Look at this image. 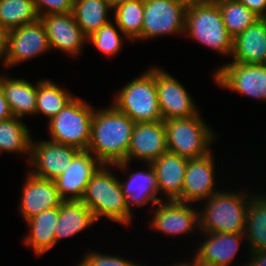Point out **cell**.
I'll return each instance as SVG.
<instances>
[{
  "label": "cell",
  "mask_w": 266,
  "mask_h": 266,
  "mask_svg": "<svg viewBox=\"0 0 266 266\" xmlns=\"http://www.w3.org/2000/svg\"><path fill=\"white\" fill-rule=\"evenodd\" d=\"M206 241L199 246L192 266H228L234 258L243 234L207 233ZM195 260V261H194Z\"/></svg>",
  "instance_id": "d6986e66"
},
{
  "label": "cell",
  "mask_w": 266,
  "mask_h": 266,
  "mask_svg": "<svg viewBox=\"0 0 266 266\" xmlns=\"http://www.w3.org/2000/svg\"><path fill=\"white\" fill-rule=\"evenodd\" d=\"M185 32L217 52L232 53L233 37L226 30L220 8L214 0L186 9Z\"/></svg>",
  "instance_id": "277c9868"
},
{
  "label": "cell",
  "mask_w": 266,
  "mask_h": 266,
  "mask_svg": "<svg viewBox=\"0 0 266 266\" xmlns=\"http://www.w3.org/2000/svg\"><path fill=\"white\" fill-rule=\"evenodd\" d=\"M0 86L14 117L35 114L37 100V85L30 84L25 79H9L0 77Z\"/></svg>",
  "instance_id": "cb8c5ba5"
},
{
  "label": "cell",
  "mask_w": 266,
  "mask_h": 266,
  "mask_svg": "<svg viewBox=\"0 0 266 266\" xmlns=\"http://www.w3.org/2000/svg\"><path fill=\"white\" fill-rule=\"evenodd\" d=\"M31 142L29 162L35 170L32 175L39 178L54 180L65 171L80 151L78 148L52 141ZM37 169V170H36Z\"/></svg>",
  "instance_id": "4fadbf2b"
},
{
  "label": "cell",
  "mask_w": 266,
  "mask_h": 266,
  "mask_svg": "<svg viewBox=\"0 0 266 266\" xmlns=\"http://www.w3.org/2000/svg\"><path fill=\"white\" fill-rule=\"evenodd\" d=\"M135 123L114 105L94 110L88 151L105 165L127 161V152Z\"/></svg>",
  "instance_id": "6da1fadb"
},
{
  "label": "cell",
  "mask_w": 266,
  "mask_h": 266,
  "mask_svg": "<svg viewBox=\"0 0 266 266\" xmlns=\"http://www.w3.org/2000/svg\"><path fill=\"white\" fill-rule=\"evenodd\" d=\"M186 204L178 201L158 203L151 225L167 235L190 232L196 225H199L198 214L200 212H196L193 207Z\"/></svg>",
  "instance_id": "ac0fdd59"
},
{
  "label": "cell",
  "mask_w": 266,
  "mask_h": 266,
  "mask_svg": "<svg viewBox=\"0 0 266 266\" xmlns=\"http://www.w3.org/2000/svg\"><path fill=\"white\" fill-rule=\"evenodd\" d=\"M23 187L20 210L26 221L42 211L59 207L63 201L53 180L28 173Z\"/></svg>",
  "instance_id": "e0dca14e"
},
{
  "label": "cell",
  "mask_w": 266,
  "mask_h": 266,
  "mask_svg": "<svg viewBox=\"0 0 266 266\" xmlns=\"http://www.w3.org/2000/svg\"><path fill=\"white\" fill-rule=\"evenodd\" d=\"M249 196L243 193H214L206 202L199 225L206 233L244 234ZM246 199V200H245Z\"/></svg>",
  "instance_id": "3957f363"
},
{
  "label": "cell",
  "mask_w": 266,
  "mask_h": 266,
  "mask_svg": "<svg viewBox=\"0 0 266 266\" xmlns=\"http://www.w3.org/2000/svg\"><path fill=\"white\" fill-rule=\"evenodd\" d=\"M187 163V158L169 151L151 163L156 172L158 191L165 192L169 201H177L182 196Z\"/></svg>",
  "instance_id": "44dd1931"
},
{
  "label": "cell",
  "mask_w": 266,
  "mask_h": 266,
  "mask_svg": "<svg viewBox=\"0 0 266 266\" xmlns=\"http://www.w3.org/2000/svg\"><path fill=\"white\" fill-rule=\"evenodd\" d=\"M186 9L176 0H144L141 39L183 33Z\"/></svg>",
  "instance_id": "ba28073f"
},
{
  "label": "cell",
  "mask_w": 266,
  "mask_h": 266,
  "mask_svg": "<svg viewBox=\"0 0 266 266\" xmlns=\"http://www.w3.org/2000/svg\"><path fill=\"white\" fill-rule=\"evenodd\" d=\"M106 1L108 2V4L112 9H115L116 7L122 5L123 3H126L127 1L131 0H106Z\"/></svg>",
  "instance_id": "60d3db41"
},
{
  "label": "cell",
  "mask_w": 266,
  "mask_h": 266,
  "mask_svg": "<svg viewBox=\"0 0 266 266\" xmlns=\"http://www.w3.org/2000/svg\"><path fill=\"white\" fill-rule=\"evenodd\" d=\"M148 171H138L129 176L128 181L125 183L120 182L122 193L124 194L125 201L129 212L131 213V205L144 206L152 201L157 205L162 202L157 197L158 185L157 177L151 163H148Z\"/></svg>",
  "instance_id": "7402d4cb"
},
{
  "label": "cell",
  "mask_w": 266,
  "mask_h": 266,
  "mask_svg": "<svg viewBox=\"0 0 266 266\" xmlns=\"http://www.w3.org/2000/svg\"><path fill=\"white\" fill-rule=\"evenodd\" d=\"M59 218V207L50 208L27 220L31 232L25 238L26 246H32L37 255H43L56 243L55 227Z\"/></svg>",
  "instance_id": "d4e9b609"
},
{
  "label": "cell",
  "mask_w": 266,
  "mask_h": 266,
  "mask_svg": "<svg viewBox=\"0 0 266 266\" xmlns=\"http://www.w3.org/2000/svg\"><path fill=\"white\" fill-rule=\"evenodd\" d=\"M51 48L62 50L72 57L81 51L88 37L76 23L73 13L49 14L40 16Z\"/></svg>",
  "instance_id": "9a60e30c"
},
{
  "label": "cell",
  "mask_w": 266,
  "mask_h": 266,
  "mask_svg": "<svg viewBox=\"0 0 266 266\" xmlns=\"http://www.w3.org/2000/svg\"><path fill=\"white\" fill-rule=\"evenodd\" d=\"M260 18H266V0H238Z\"/></svg>",
  "instance_id": "d590c367"
},
{
  "label": "cell",
  "mask_w": 266,
  "mask_h": 266,
  "mask_svg": "<svg viewBox=\"0 0 266 266\" xmlns=\"http://www.w3.org/2000/svg\"><path fill=\"white\" fill-rule=\"evenodd\" d=\"M122 36L112 23L108 22L88 37V40L103 54L114 55L121 49Z\"/></svg>",
  "instance_id": "d6a6232c"
},
{
  "label": "cell",
  "mask_w": 266,
  "mask_h": 266,
  "mask_svg": "<svg viewBox=\"0 0 266 266\" xmlns=\"http://www.w3.org/2000/svg\"><path fill=\"white\" fill-rule=\"evenodd\" d=\"M156 90L163 121L197 115V108L188 91L170 74L156 68Z\"/></svg>",
  "instance_id": "7c38bea8"
},
{
  "label": "cell",
  "mask_w": 266,
  "mask_h": 266,
  "mask_svg": "<svg viewBox=\"0 0 266 266\" xmlns=\"http://www.w3.org/2000/svg\"><path fill=\"white\" fill-rule=\"evenodd\" d=\"M178 3L184 5L186 8L190 6L200 5L207 3L211 0H176Z\"/></svg>",
  "instance_id": "ab89813d"
},
{
  "label": "cell",
  "mask_w": 266,
  "mask_h": 266,
  "mask_svg": "<svg viewBox=\"0 0 266 266\" xmlns=\"http://www.w3.org/2000/svg\"><path fill=\"white\" fill-rule=\"evenodd\" d=\"M78 266H140L137 263L129 262L123 258L104 255L94 251L87 253Z\"/></svg>",
  "instance_id": "e575fe53"
},
{
  "label": "cell",
  "mask_w": 266,
  "mask_h": 266,
  "mask_svg": "<svg viewBox=\"0 0 266 266\" xmlns=\"http://www.w3.org/2000/svg\"><path fill=\"white\" fill-rule=\"evenodd\" d=\"M112 104L134 123L163 120L156 90V67L124 86Z\"/></svg>",
  "instance_id": "5b68a950"
},
{
  "label": "cell",
  "mask_w": 266,
  "mask_h": 266,
  "mask_svg": "<svg viewBox=\"0 0 266 266\" xmlns=\"http://www.w3.org/2000/svg\"><path fill=\"white\" fill-rule=\"evenodd\" d=\"M166 151L167 139L163 120L135 123L127 152V161L114 165L124 170L132 158H139V160L152 163Z\"/></svg>",
  "instance_id": "8fae6325"
},
{
  "label": "cell",
  "mask_w": 266,
  "mask_h": 266,
  "mask_svg": "<svg viewBox=\"0 0 266 266\" xmlns=\"http://www.w3.org/2000/svg\"><path fill=\"white\" fill-rule=\"evenodd\" d=\"M32 1L34 3L35 9L39 17L49 14H66L73 12V0H32Z\"/></svg>",
  "instance_id": "836d02e7"
},
{
  "label": "cell",
  "mask_w": 266,
  "mask_h": 266,
  "mask_svg": "<svg viewBox=\"0 0 266 266\" xmlns=\"http://www.w3.org/2000/svg\"><path fill=\"white\" fill-rule=\"evenodd\" d=\"M102 164L86 186L81 201L92 211L95 219L106 216L121 224H129V212L120 181Z\"/></svg>",
  "instance_id": "7a4b0ae2"
},
{
  "label": "cell",
  "mask_w": 266,
  "mask_h": 266,
  "mask_svg": "<svg viewBox=\"0 0 266 266\" xmlns=\"http://www.w3.org/2000/svg\"><path fill=\"white\" fill-rule=\"evenodd\" d=\"M214 1L220 8L226 30L233 38L260 19L259 16L238 0Z\"/></svg>",
  "instance_id": "f546056e"
},
{
  "label": "cell",
  "mask_w": 266,
  "mask_h": 266,
  "mask_svg": "<svg viewBox=\"0 0 266 266\" xmlns=\"http://www.w3.org/2000/svg\"><path fill=\"white\" fill-rule=\"evenodd\" d=\"M93 114L92 107L74 97L49 121L50 141L87 150Z\"/></svg>",
  "instance_id": "52a82bcc"
},
{
  "label": "cell",
  "mask_w": 266,
  "mask_h": 266,
  "mask_svg": "<svg viewBox=\"0 0 266 266\" xmlns=\"http://www.w3.org/2000/svg\"><path fill=\"white\" fill-rule=\"evenodd\" d=\"M101 165L91 152L80 150L65 171L53 180L61 199L81 200L87 184Z\"/></svg>",
  "instance_id": "5bb4252c"
},
{
  "label": "cell",
  "mask_w": 266,
  "mask_h": 266,
  "mask_svg": "<svg viewBox=\"0 0 266 266\" xmlns=\"http://www.w3.org/2000/svg\"><path fill=\"white\" fill-rule=\"evenodd\" d=\"M97 220L81 200H63L59 205V218L55 227L56 242L74 236Z\"/></svg>",
  "instance_id": "603a6c76"
},
{
  "label": "cell",
  "mask_w": 266,
  "mask_h": 266,
  "mask_svg": "<svg viewBox=\"0 0 266 266\" xmlns=\"http://www.w3.org/2000/svg\"><path fill=\"white\" fill-rule=\"evenodd\" d=\"M48 49L51 47L46 29L39 18L33 23L9 30L7 52L2 61L4 66L12 67Z\"/></svg>",
  "instance_id": "30bf717a"
},
{
  "label": "cell",
  "mask_w": 266,
  "mask_h": 266,
  "mask_svg": "<svg viewBox=\"0 0 266 266\" xmlns=\"http://www.w3.org/2000/svg\"><path fill=\"white\" fill-rule=\"evenodd\" d=\"M74 96L64 91L48 80H41L37 84V100L35 113H41L49 121L57 115Z\"/></svg>",
  "instance_id": "f1b7e54d"
},
{
  "label": "cell",
  "mask_w": 266,
  "mask_h": 266,
  "mask_svg": "<svg viewBox=\"0 0 266 266\" xmlns=\"http://www.w3.org/2000/svg\"><path fill=\"white\" fill-rule=\"evenodd\" d=\"M31 137L28 127L18 117L0 121V151L29 153Z\"/></svg>",
  "instance_id": "83f0119b"
},
{
  "label": "cell",
  "mask_w": 266,
  "mask_h": 266,
  "mask_svg": "<svg viewBox=\"0 0 266 266\" xmlns=\"http://www.w3.org/2000/svg\"><path fill=\"white\" fill-rule=\"evenodd\" d=\"M220 86L266 100V66L264 64H243L231 62L222 66L214 75Z\"/></svg>",
  "instance_id": "9c48e42d"
},
{
  "label": "cell",
  "mask_w": 266,
  "mask_h": 266,
  "mask_svg": "<svg viewBox=\"0 0 266 266\" xmlns=\"http://www.w3.org/2000/svg\"><path fill=\"white\" fill-rule=\"evenodd\" d=\"M167 139V151L187 159L206 156L214 133L200 119L199 114L188 118L164 120Z\"/></svg>",
  "instance_id": "8992f818"
},
{
  "label": "cell",
  "mask_w": 266,
  "mask_h": 266,
  "mask_svg": "<svg viewBox=\"0 0 266 266\" xmlns=\"http://www.w3.org/2000/svg\"><path fill=\"white\" fill-rule=\"evenodd\" d=\"M233 62L264 64L266 61V18H260L233 38Z\"/></svg>",
  "instance_id": "ffe728a7"
},
{
  "label": "cell",
  "mask_w": 266,
  "mask_h": 266,
  "mask_svg": "<svg viewBox=\"0 0 266 266\" xmlns=\"http://www.w3.org/2000/svg\"><path fill=\"white\" fill-rule=\"evenodd\" d=\"M252 255L249 263L243 266H266V251L250 252Z\"/></svg>",
  "instance_id": "74e56055"
},
{
  "label": "cell",
  "mask_w": 266,
  "mask_h": 266,
  "mask_svg": "<svg viewBox=\"0 0 266 266\" xmlns=\"http://www.w3.org/2000/svg\"><path fill=\"white\" fill-rule=\"evenodd\" d=\"M250 196L245 232L250 252L266 251V196Z\"/></svg>",
  "instance_id": "484cf974"
},
{
  "label": "cell",
  "mask_w": 266,
  "mask_h": 266,
  "mask_svg": "<svg viewBox=\"0 0 266 266\" xmlns=\"http://www.w3.org/2000/svg\"><path fill=\"white\" fill-rule=\"evenodd\" d=\"M174 266H192L189 262L188 263H183L179 265H174Z\"/></svg>",
  "instance_id": "b9f144b4"
},
{
  "label": "cell",
  "mask_w": 266,
  "mask_h": 266,
  "mask_svg": "<svg viewBox=\"0 0 266 266\" xmlns=\"http://www.w3.org/2000/svg\"><path fill=\"white\" fill-rule=\"evenodd\" d=\"M212 154L198 159H188L183 182L182 196L177 200L181 203H190L207 198L218 191L213 190L214 162Z\"/></svg>",
  "instance_id": "2e32d148"
},
{
  "label": "cell",
  "mask_w": 266,
  "mask_h": 266,
  "mask_svg": "<svg viewBox=\"0 0 266 266\" xmlns=\"http://www.w3.org/2000/svg\"><path fill=\"white\" fill-rule=\"evenodd\" d=\"M32 0H0V23L8 30L39 19Z\"/></svg>",
  "instance_id": "1f68e13d"
},
{
  "label": "cell",
  "mask_w": 266,
  "mask_h": 266,
  "mask_svg": "<svg viewBox=\"0 0 266 266\" xmlns=\"http://www.w3.org/2000/svg\"><path fill=\"white\" fill-rule=\"evenodd\" d=\"M115 24L131 40L141 39L143 25L144 0H131L114 10Z\"/></svg>",
  "instance_id": "4dcf8cb0"
},
{
  "label": "cell",
  "mask_w": 266,
  "mask_h": 266,
  "mask_svg": "<svg viewBox=\"0 0 266 266\" xmlns=\"http://www.w3.org/2000/svg\"><path fill=\"white\" fill-rule=\"evenodd\" d=\"M9 30L0 23V58L7 52Z\"/></svg>",
  "instance_id": "f35d334b"
},
{
  "label": "cell",
  "mask_w": 266,
  "mask_h": 266,
  "mask_svg": "<svg viewBox=\"0 0 266 266\" xmlns=\"http://www.w3.org/2000/svg\"><path fill=\"white\" fill-rule=\"evenodd\" d=\"M13 117L8 102L6 101L0 86V121Z\"/></svg>",
  "instance_id": "8d00e7d4"
},
{
  "label": "cell",
  "mask_w": 266,
  "mask_h": 266,
  "mask_svg": "<svg viewBox=\"0 0 266 266\" xmlns=\"http://www.w3.org/2000/svg\"><path fill=\"white\" fill-rule=\"evenodd\" d=\"M112 8L106 0H73V15L83 33L89 37L109 22L108 10Z\"/></svg>",
  "instance_id": "4316f807"
}]
</instances>
